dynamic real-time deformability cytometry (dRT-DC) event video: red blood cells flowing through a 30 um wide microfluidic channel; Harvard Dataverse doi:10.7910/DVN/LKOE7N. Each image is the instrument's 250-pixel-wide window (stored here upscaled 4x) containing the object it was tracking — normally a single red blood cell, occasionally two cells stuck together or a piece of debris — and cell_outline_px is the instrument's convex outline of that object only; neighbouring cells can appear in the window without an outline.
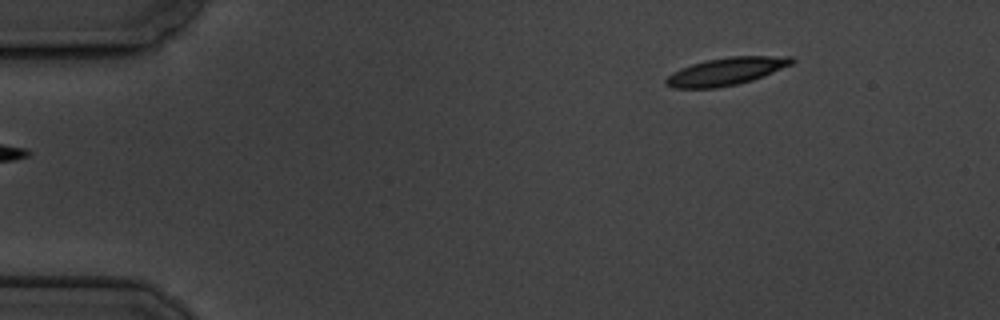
{"species": "common noctule bat (a hibernating species)", "species_latin": "Nyctalus noctula", "temperature_condition": "cold", "stored_images_in_passage": 5, "camera_frame_rate_fps": 3000, "um_per_image_px": 0.085, "animal": {"sex": "male", "body_mass_g": 19.5, "forearm_length_mm": 54.6}, "frame": {"image": 1, "passage_image": 5, "time_ms": 4.667, "image_size_px": [1000, 320], "cell_outline_px": [[796, 60], [792, 64], [752, 80], [736, 84], [716, 88], [672, 88], [664, 84], [664, 80], [672, 72], [680, 68], [704, 60], [728, 56], [792, 56]], "centroid_in_image_um": [61.69, 6.06], "position_along_channel_um": 23.3, "area_um2": 20.29}}